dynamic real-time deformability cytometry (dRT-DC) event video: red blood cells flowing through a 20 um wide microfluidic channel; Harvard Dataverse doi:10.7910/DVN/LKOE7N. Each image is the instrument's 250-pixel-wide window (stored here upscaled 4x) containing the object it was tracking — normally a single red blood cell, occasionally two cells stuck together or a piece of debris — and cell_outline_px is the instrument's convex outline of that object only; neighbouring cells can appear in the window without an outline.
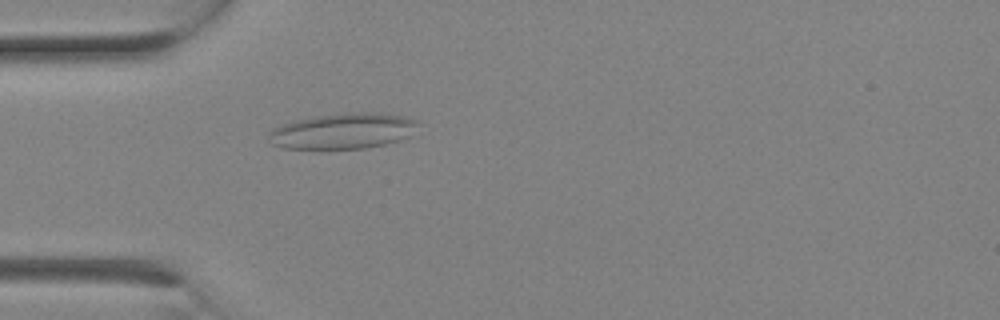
{"species": "Egyptian fruit bat (a non-hibernating species)", "species_latin": "Rousettus aegyptiacus", "temperature_condition": "room temperature", "stored_images_in_passage": 2, "camera_frame_rate_fps": 3000, "um_per_image_px": 0.085, "animal": {"sex": "female"}, "frame": {"image": 1, "passage_image": 2, "time_ms": 0.333, "image_size_px": [1000, 320], "cell_outline_px": [[420, 124], [412, 136], [400, 140], [384, 144], [364, 148], [280, 148], [272, 144], [268, 132], [272, 128], [280, 124], [296, 120], [316, 116], [360, 112], [376, 112], [404, 116], [416, 120]], "centroid_in_image_um": [29.19, 11.13], "position_along_channel_um": 55.8, "area_um2": 31.04}}